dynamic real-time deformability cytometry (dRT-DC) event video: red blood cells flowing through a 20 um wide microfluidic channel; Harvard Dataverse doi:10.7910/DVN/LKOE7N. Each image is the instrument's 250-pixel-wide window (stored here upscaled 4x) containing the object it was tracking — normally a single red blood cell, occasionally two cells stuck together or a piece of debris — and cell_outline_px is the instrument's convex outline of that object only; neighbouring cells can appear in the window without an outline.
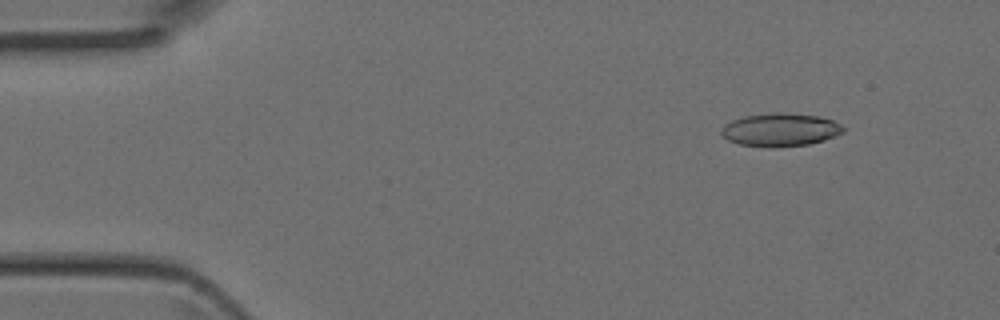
{"species": "Egyptian fruit bat (a non-hibernating species)", "species_latin": "Rousettus aegyptiacus", "temperature_condition": "room temperature", "stored_images_in_passage": 4, "camera_frame_rate_fps": 3000, "um_per_image_px": 0.085, "animal": {"sex": "female"}, "frame": {"image": 1, "passage_image": 1, "time_ms": 0.0, "image_size_px": [1000, 320], "cell_outline_px": [[848, 128], [844, 132], [836, 136], [824, 140], [808, 144], [772, 148], [740, 144], [728, 140], [720, 132], [720, 128], [724, 124], [732, 120], [744, 116], [776, 112], [784, 112], [816, 116], [832, 120]], "centroid_in_image_um": [66.34, 11.03], "position_along_channel_um": 18.7, "area_um2": 23.7}}
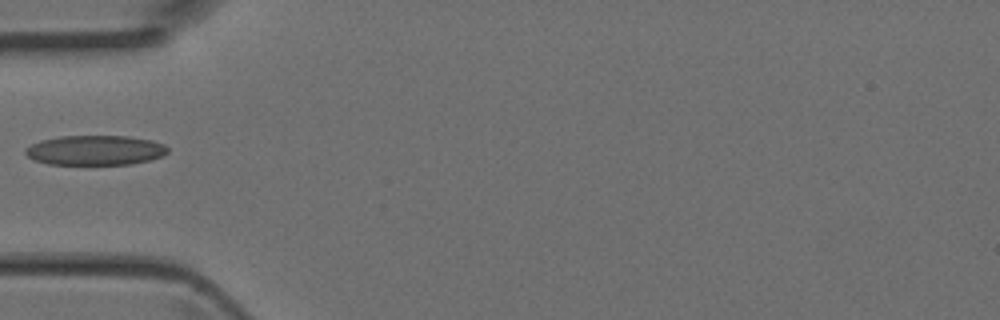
{"frame": {"image": 2, "passage_image": 4, "time_ms": 1.0, "image_size_px": [1000, 320], "cell_outline_px": [[168, 152], [164, 156], [132, 164], [48, 164], [32, 160], [24, 152], [24, 148], [40, 140], [60, 136], [128, 136], [152, 140], [164, 144], [168, 148]], "centroid_in_image_um": [8.08, 12.77], "position_along_channel_um": 76.9, "area_um2": 24.85}}